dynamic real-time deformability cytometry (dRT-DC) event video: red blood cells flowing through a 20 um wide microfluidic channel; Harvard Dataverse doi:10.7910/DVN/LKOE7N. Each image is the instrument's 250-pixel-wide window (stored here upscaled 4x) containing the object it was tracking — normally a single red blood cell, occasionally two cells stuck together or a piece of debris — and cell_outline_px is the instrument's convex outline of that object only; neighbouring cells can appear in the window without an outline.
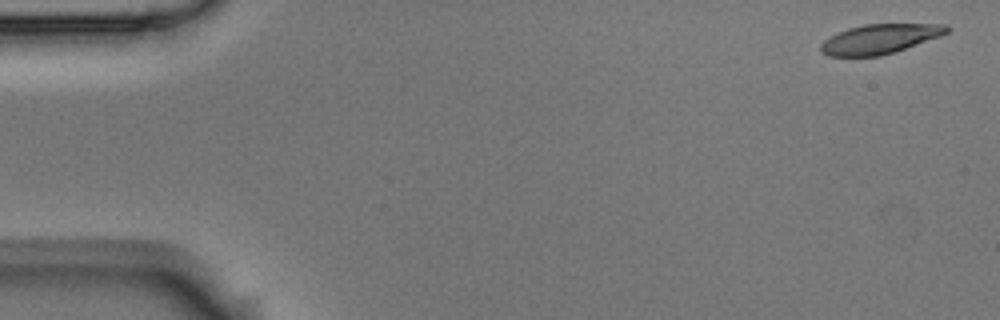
{"species": "Egyptian fruit bat (a non-hibernating species)", "species_latin": "Rousettus aegyptiacus", "temperature_condition": "room temperature", "stored_images_in_passage": 3, "camera_frame_rate_fps": 3000, "um_per_image_px": 0.085, "animal": {"sex": "male"}, "frame": {"image": 1, "passage_image": 1, "time_ms": 0.0, "image_size_px": [1000, 320], "cell_outline_px": [[948, 32], [940, 36], [880, 56], [828, 56], [820, 52], [820, 44], [824, 40], [848, 28], [864, 24], [944, 24], [948, 28]], "centroid_in_image_um": [74.73, 3.31], "position_along_channel_um": 10.3, "area_um2": 21.33}}